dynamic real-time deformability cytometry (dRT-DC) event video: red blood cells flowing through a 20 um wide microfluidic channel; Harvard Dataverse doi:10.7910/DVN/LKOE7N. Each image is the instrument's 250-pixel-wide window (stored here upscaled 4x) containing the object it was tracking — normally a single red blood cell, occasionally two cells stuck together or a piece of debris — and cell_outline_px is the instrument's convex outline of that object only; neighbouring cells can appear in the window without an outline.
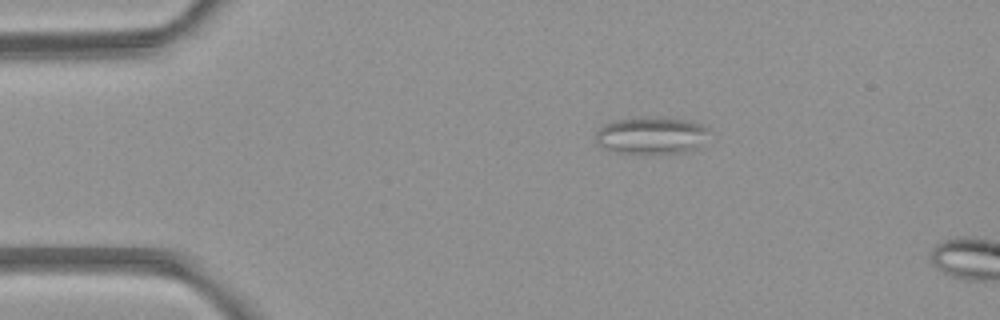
{"species": "common noctule bat (a hibernating species)", "species_latin": "Nyctalus noctula", "temperature_condition": "room temperature", "stored_images_in_passage": 6, "camera_frame_rate_fps": 3000, "um_per_image_px": 0.085, "animal": {"sex": "female", "body_mass_g": 21.9}, "frame": {"image": 1, "passage_image": 6, "time_ms": 6.667, "image_size_px": [1000, 320], "cell_outline_px": [[708, 128], [700, 148], [688, 152], [616, 152], [596, 144], [596, 132], [604, 124], [612, 120], [692, 120], [704, 124]], "centroid_in_image_um": [55.38, 11.54], "position_along_channel_um": 29.6, "area_um2": 23.41}}